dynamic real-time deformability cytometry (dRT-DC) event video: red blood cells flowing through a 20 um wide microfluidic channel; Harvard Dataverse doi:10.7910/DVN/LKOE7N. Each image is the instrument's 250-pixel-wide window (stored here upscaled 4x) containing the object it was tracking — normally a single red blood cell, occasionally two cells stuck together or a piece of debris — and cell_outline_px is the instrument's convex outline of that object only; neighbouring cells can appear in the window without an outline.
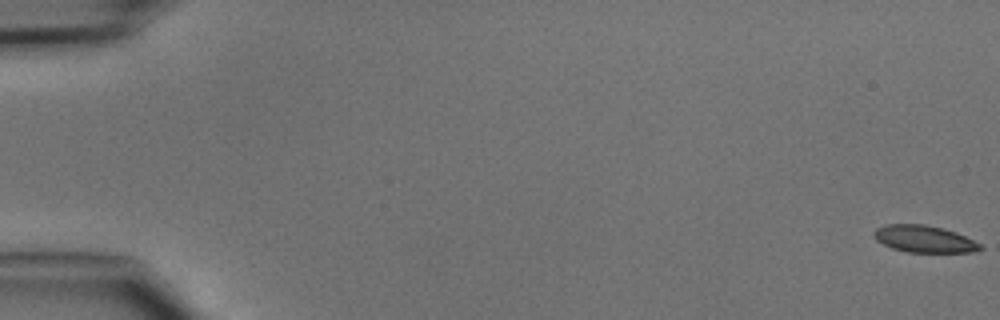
{"species": "common noctule bat (a hibernating species)", "species_latin": "Nyctalus noctula", "temperature_condition": "cold", "stored_images_in_passage": 12, "camera_frame_rate_fps": 3000, "um_per_image_px": 0.085, "animal": {"sex": "male", "body_mass_g": 15.6}, "frame": {"image": 1, "passage_image": 1, "time_ms": 0.0, "image_size_px": [1000, 320], "cell_outline_px": [[984, 248], [972, 252], [908, 252], [892, 248], [876, 240], [872, 232], [876, 228], [884, 224], [924, 224], [944, 228], [956, 232], [980, 244]], "centroid_in_image_um": [78.52, 20.3], "position_along_channel_um": 6.5, "area_um2": 16.7}}